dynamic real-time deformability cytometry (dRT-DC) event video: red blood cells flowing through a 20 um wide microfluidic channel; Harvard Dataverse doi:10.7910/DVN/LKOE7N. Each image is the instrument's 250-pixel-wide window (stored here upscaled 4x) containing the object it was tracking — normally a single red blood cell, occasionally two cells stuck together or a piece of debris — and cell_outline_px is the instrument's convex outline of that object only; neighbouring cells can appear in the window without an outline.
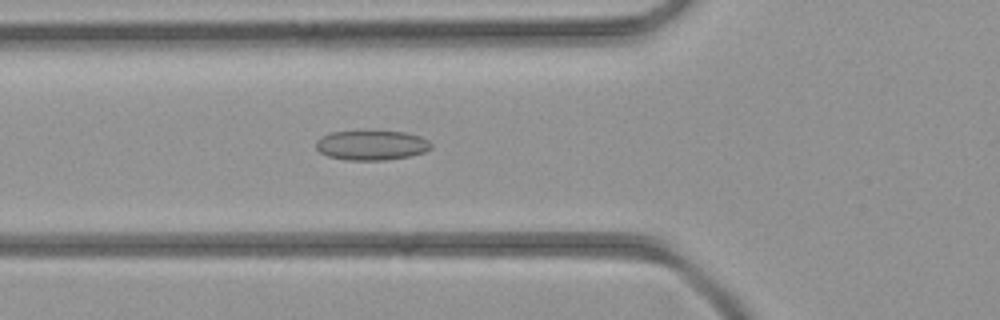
{"species": "common noctule bat (a hibernating species)", "species_latin": "Nyctalus noctula", "temperature_condition": "room temperature", "stored_images_in_passage": 41, "camera_frame_rate_fps": 3000, "um_per_image_px": 0.085, "animal": {"sex": "female", "body_mass_g": 21.9}, "frame": {"image": 1, "passage_image": 16, "time_ms": 5.0, "image_size_px": [1000, 320], "cell_outline_px": [[432, 148], [424, 152], [408, 156], [384, 160], [344, 160], [328, 156], [320, 152], [316, 148], [316, 140], [332, 132], [404, 132], [420, 136], [428, 140], [432, 144]], "centroid_in_image_um": [31.59, 12.36], "position_along_channel_um": 94.2, "area_um2": 19.65}}
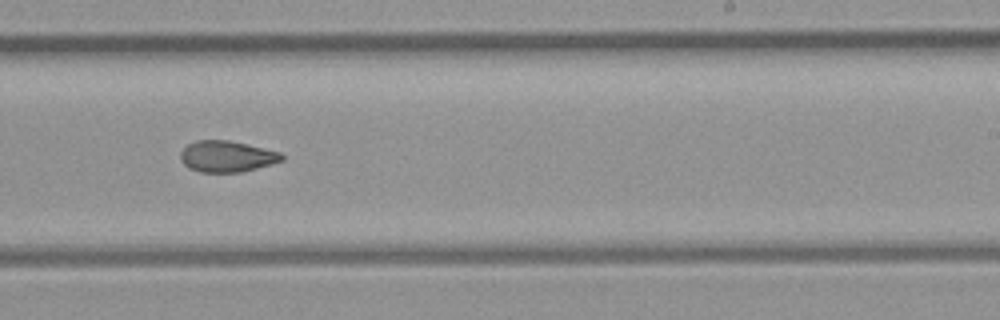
{"frame": {"image": 2, "passage_image": 27, "time_ms": 8.667, "image_size_px": [1000, 320], "cell_outline_px": [[284, 160], [256, 168], [240, 172], [200, 172], [188, 168], [180, 160], [180, 152], [188, 144], [196, 140], [228, 140], [248, 144], [280, 152], [284, 156]], "centroid_in_image_um": [19.26, 13.29], "position_along_channel_um": 269.7, "area_um2": 18.44}}
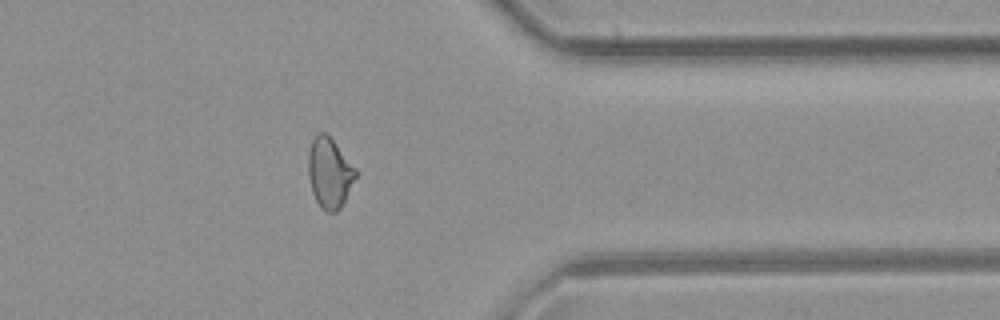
{"frame": {"image": 3, "passage_image": 35, "time_ms": 11.333, "image_size_px": [1000, 320], "cell_outline_px": [[356, 176], [340, 208], [336, 212], [328, 212], [320, 208], [312, 192], [308, 176], [308, 156], [312, 140], [320, 132], [324, 132], [332, 140], [356, 168]], "centroid_in_image_um": [27.99, 14.72], "position_along_channel_um": 383.4, "area_um2": 19.02}}